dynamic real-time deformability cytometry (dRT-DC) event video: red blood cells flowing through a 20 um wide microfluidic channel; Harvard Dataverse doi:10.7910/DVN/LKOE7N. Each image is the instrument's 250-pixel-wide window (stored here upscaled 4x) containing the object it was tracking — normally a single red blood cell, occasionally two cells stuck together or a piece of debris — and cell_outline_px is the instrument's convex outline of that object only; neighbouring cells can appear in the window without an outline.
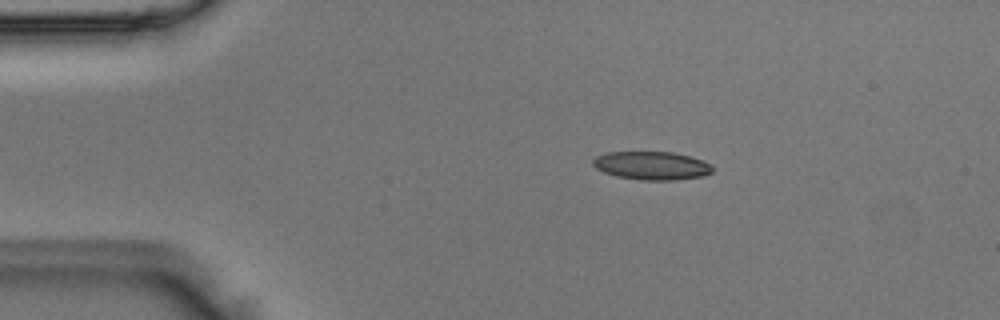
{"species": "Egyptian fruit bat (a non-hibernating species)", "species_latin": "Rousettus aegyptiacus", "temperature_condition": "room temperature", "stored_images_in_passage": 42, "camera_frame_rate_fps": 3000, "um_per_image_px": 0.085, "animal": {"sex": "male"}, "frame": {"image": 1, "passage_image": 1, "time_ms": 0.0, "image_size_px": [1000, 320], "cell_outline_px": [[712, 172], [704, 176], [672, 180], [640, 180], [616, 176], [604, 172], [596, 168], [592, 164], [592, 160], [596, 156], [604, 152], [672, 152], [704, 160], [712, 164]], "centroid_in_image_um": [55.39, 14.07], "position_along_channel_um": 29.6, "area_um2": 19.83}}
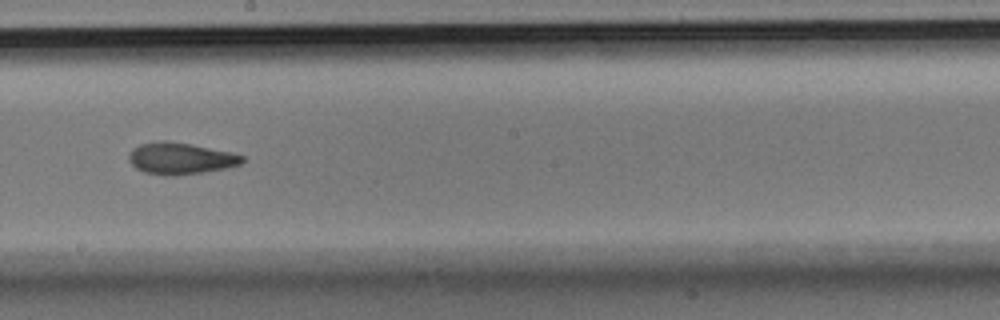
{"frame": {"image": 2, "passage_image": 20, "time_ms": 6.333, "image_size_px": [1000, 320], "cell_outline_px": [[244, 160], [240, 164], [224, 168], [204, 172], [172, 176], [164, 176], [144, 172], [136, 168], [128, 160], [128, 156], [132, 148], [140, 144], [156, 140], [168, 140], [192, 144], [232, 152], [244, 156]], "centroid_in_image_um": [15.31, 13.45], "position_along_channel_um": 232.9, "area_um2": 21.15}}
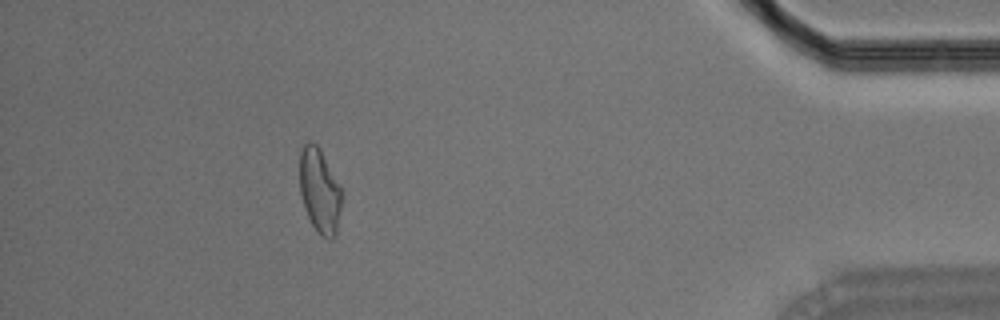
{"frame": {"image": 3, "passage_image": 37, "time_ms": 12.0, "image_size_px": [1000, 320], "cell_outline_px": [[344, 196], [336, 232], [332, 240], [328, 240], [320, 236], [316, 232], [308, 216], [300, 192], [300, 148], [308, 140], [316, 144], [320, 148], [344, 192]], "centroid_in_image_um": [27.2, 16.22], "position_along_channel_um": 408.0, "area_um2": 21.15}}